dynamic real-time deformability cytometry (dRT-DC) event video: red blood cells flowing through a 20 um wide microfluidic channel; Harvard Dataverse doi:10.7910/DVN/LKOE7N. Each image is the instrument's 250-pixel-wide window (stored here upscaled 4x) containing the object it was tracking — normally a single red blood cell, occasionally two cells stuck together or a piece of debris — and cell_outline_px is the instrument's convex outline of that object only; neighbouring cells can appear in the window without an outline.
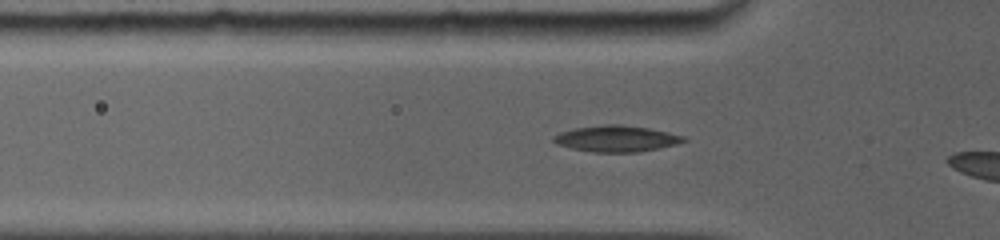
{"species": "common noctule bat (a hibernating species)", "species_latin": "Nyctalus noctula", "temperature_condition": "room temperature", "stored_images_in_passage": 20, "camera_frame_rate_fps": 5000, "um_per_image_px": 0.085, "animal": {"sex": "female", "body_mass_g": 19.0, "forearm_length_mm": 56.7}, "frame": {"image": 1, "passage_image": 7, "time_ms": 2.6, "image_size_px": [1000, 240], "cell_outline_px": [[688, 140], [676, 144], [660, 148], [640, 152], [592, 152], [572, 148], [556, 144], [552, 140], [552, 136], [560, 132], [576, 128], [604, 124], [620, 124], [648, 128], [668, 132], [684, 136]], "centroid_in_image_um": [52.39, 11.78], "position_along_channel_um": 73.4, "area_um2": 19.88}}
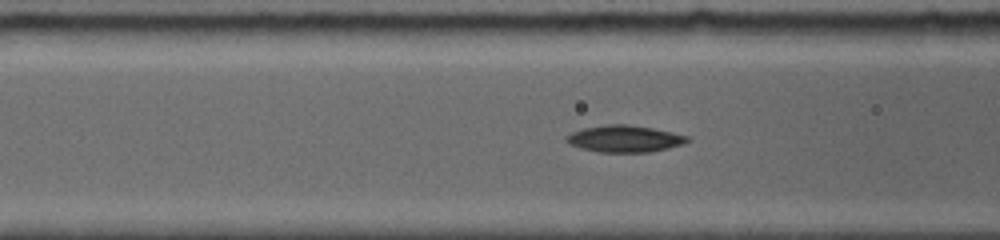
{"frame": {"image": 2, "passage_image": 13, "time_ms": 3.6, "image_size_px": [1000, 240], "cell_outline_px": [[692, 140], [684, 144], [668, 148], [648, 152], [600, 152], [580, 148], [568, 144], [564, 140], [564, 136], [572, 132], [584, 128], [608, 124], [628, 124], [652, 128], [672, 132], [688, 136]], "centroid_in_image_um": [53.08, 11.79], "position_along_channel_um": 113.5, "area_um2": 19.02}}
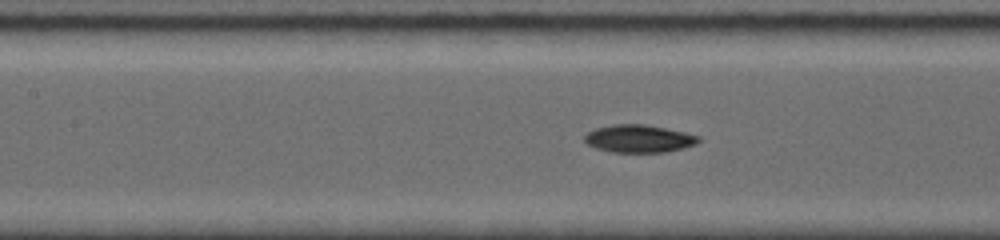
{"frame": {"image": 3, "passage_image": 18, "time_ms": 4.6, "image_size_px": [1000, 240], "cell_outline_px": [[700, 140], [696, 144], [684, 148], [664, 152], [612, 152], [596, 148], [588, 144], [584, 140], [584, 136], [588, 132], [596, 128], [612, 124], [644, 124], [684, 132], [700, 136]], "centroid_in_image_um": [54.31, 11.78], "position_along_channel_um": 153.1, "area_um2": 18.32}}